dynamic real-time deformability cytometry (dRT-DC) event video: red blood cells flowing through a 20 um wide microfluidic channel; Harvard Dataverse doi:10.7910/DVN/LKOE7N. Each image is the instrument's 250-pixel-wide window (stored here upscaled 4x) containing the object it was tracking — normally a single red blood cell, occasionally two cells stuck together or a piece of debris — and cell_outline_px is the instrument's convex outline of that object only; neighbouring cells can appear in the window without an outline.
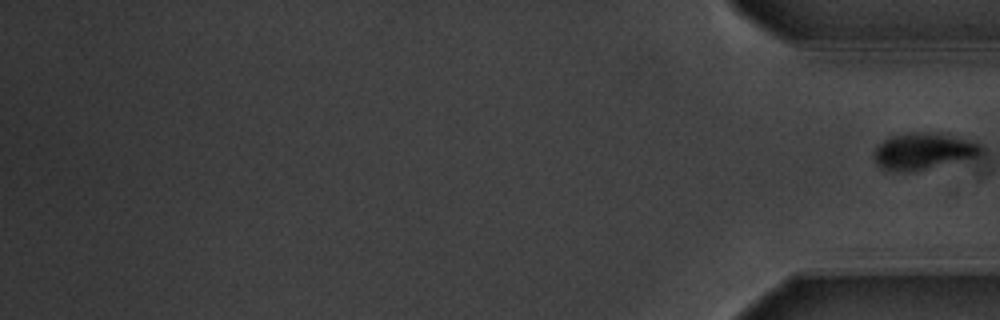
{"species": "common noctule bat (a hibernating species)", "species_latin": "Nyctalus noctula", "temperature_condition": "warm", "stored_images_in_passage": 16, "segment_of_instrument_passage": [2, 2], "camera_frame_rate_fps": 3000, "um_per_image_px": 0.085, "animal": {"sex": "male", "body_mass_g": 20.1, "forearm_length_mm": 53.5}, "frame": {"image": 1, "passage_image": 16, "time_ms": 19.333, "image_size_px": [1000, 320], "cell_outline_px": [[984, 152], [976, 156], [916, 172], [892, 172], [876, 164], [872, 152], [884, 140], [892, 136], [916, 132], [956, 136], [976, 140], [984, 144]], "centroid_in_image_um": [78.53, 12.87], "position_along_channel_um": 356.7, "area_um2": 23.06}}